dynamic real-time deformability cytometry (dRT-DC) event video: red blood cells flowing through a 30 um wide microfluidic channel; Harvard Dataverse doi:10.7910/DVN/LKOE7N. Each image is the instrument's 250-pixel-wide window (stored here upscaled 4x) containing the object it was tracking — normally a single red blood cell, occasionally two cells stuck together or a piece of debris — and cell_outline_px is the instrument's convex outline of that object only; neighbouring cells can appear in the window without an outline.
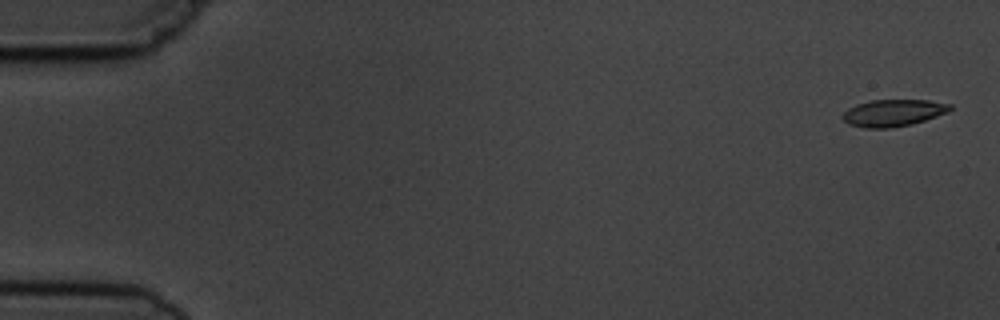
{"species": "common noctule bat (a hibernating species)", "species_latin": "Nyctalus noctula", "temperature_condition": "cold", "stored_images_in_passage": 6, "camera_frame_rate_fps": 3000, "um_per_image_px": 0.085, "animal": {"sex": "male", "body_mass_g": 19.5, "forearm_length_mm": 54.6}, "frame": {"image": 1, "passage_image": 1, "time_ms": 0.0, "image_size_px": [1000, 320], "cell_outline_px": [[952, 108], [948, 112], [912, 124], [888, 128], [864, 128], [848, 124], [840, 116], [848, 108], [856, 104], [872, 100], [928, 100], [952, 104]], "centroid_in_image_um": [75.9, 9.59], "position_along_channel_um": 9.1, "area_um2": 16.88}}